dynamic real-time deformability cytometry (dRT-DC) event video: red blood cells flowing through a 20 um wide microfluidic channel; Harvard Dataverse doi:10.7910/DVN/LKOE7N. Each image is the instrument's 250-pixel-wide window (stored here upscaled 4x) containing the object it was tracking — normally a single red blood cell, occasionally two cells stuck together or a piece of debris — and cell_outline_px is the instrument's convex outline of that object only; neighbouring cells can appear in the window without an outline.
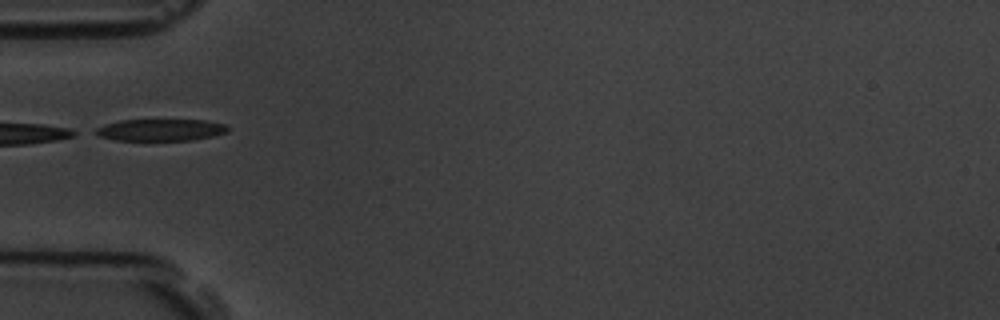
{"species": "common noctule bat (a hibernating species)", "species_latin": "Nyctalus noctula", "temperature_condition": "room temperature", "stored_images_in_passage": 2, "camera_frame_rate_fps": 3000, "um_per_image_px": 0.085, "animal": {"sex": "male", "body_mass_g": 19.5, "forearm_length_mm": 54.6}, "frame": {"image": 1, "passage_image": 1, "time_ms": 0.0, "image_size_px": [1000, 320], "cell_outline_px": [[228, 132], [212, 136], [192, 140], [116, 140], [100, 136], [92, 132], [96, 128], [104, 124], [120, 120], [204, 120], [228, 124]], "centroid_in_image_um": [13.65, 11.04], "position_along_channel_um": 71.3, "area_um2": 16.88}}
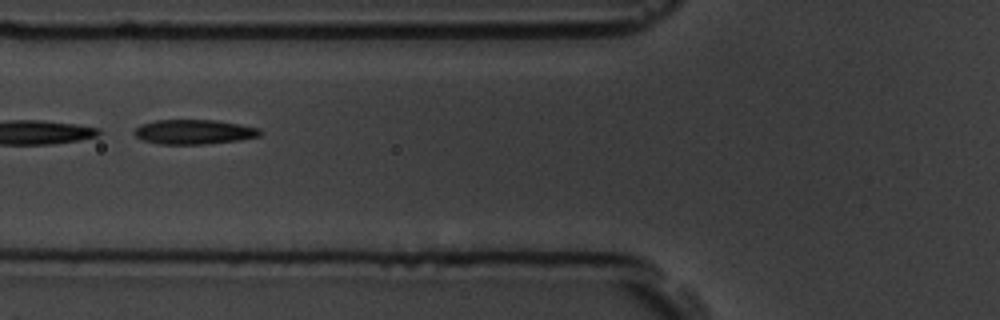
{"frame": {"image": 2, "passage_image": 2, "time_ms": 1.0, "image_size_px": [1000, 320], "cell_outline_px": [[264, 132], [260, 136], [240, 140], [204, 144], [160, 144], [144, 140], [136, 136], [132, 132], [140, 124], [156, 120], [216, 120], [240, 124], [260, 128]], "centroid_in_image_um": [16.52, 11.2], "position_along_channel_um": 109.3, "area_um2": 18.15}}